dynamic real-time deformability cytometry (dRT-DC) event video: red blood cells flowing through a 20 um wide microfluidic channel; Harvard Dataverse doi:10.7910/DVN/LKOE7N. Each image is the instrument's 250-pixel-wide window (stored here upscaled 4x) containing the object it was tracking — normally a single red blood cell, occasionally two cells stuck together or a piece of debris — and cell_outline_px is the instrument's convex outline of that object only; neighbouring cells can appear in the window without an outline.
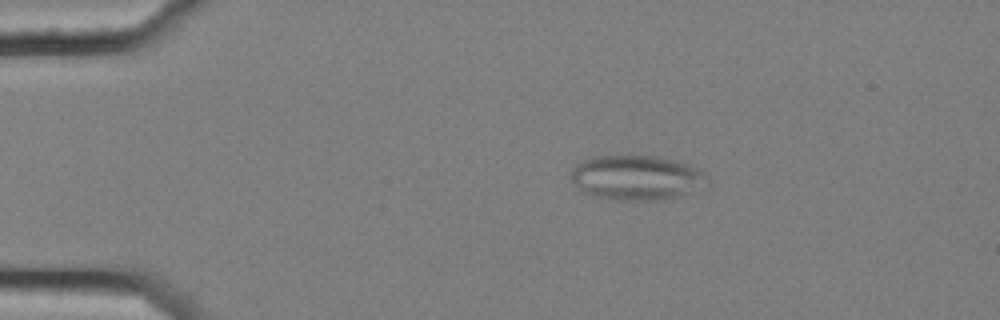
{"species": "common noctule bat (a hibernating species)", "species_latin": "Nyctalus noctula", "temperature_condition": "cold", "stored_images_in_passage": 4, "camera_frame_rate_fps": 3000, "um_per_image_px": 0.085, "animal": {"sex": "female", "body_mass_g": 25.1}, "frame": {"image": 1, "passage_image": 3, "time_ms": 0.667, "image_size_px": [1000, 320], "cell_outline_px": [[708, 184], [676, 196], [664, 200], [620, 200], [596, 196], [580, 188], [572, 180], [572, 168], [584, 160], [596, 156], [656, 156], [672, 160], [700, 168], [708, 172]], "centroid_in_image_um": [54.17, 15.09], "position_along_channel_um": 30.8, "area_um2": 35.03}}